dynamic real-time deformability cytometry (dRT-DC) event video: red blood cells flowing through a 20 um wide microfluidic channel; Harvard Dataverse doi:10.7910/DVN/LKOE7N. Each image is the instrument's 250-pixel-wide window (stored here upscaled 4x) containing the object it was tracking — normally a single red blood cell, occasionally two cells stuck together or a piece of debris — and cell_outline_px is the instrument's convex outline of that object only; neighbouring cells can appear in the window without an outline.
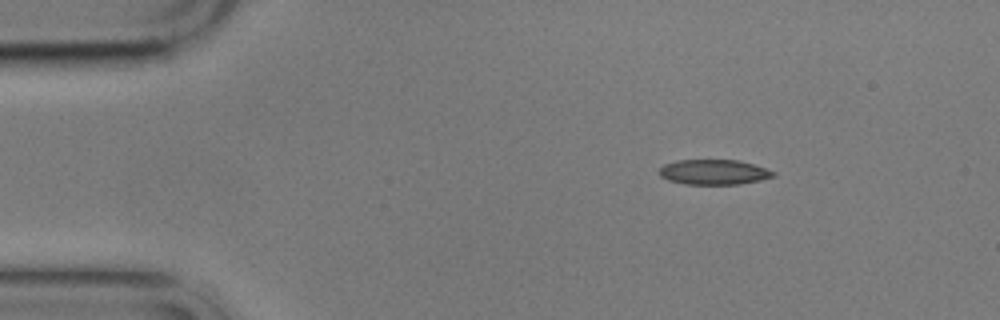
{"species": "common noctule bat (a hibernating species)", "species_latin": "Nyctalus noctula", "temperature_condition": "cold", "stored_images_in_passage": 4, "camera_frame_rate_fps": 3000, "um_per_image_px": 0.085, "animal": {"sex": "male", "body_mass_g": 17.9}, "frame": {"image": 1, "passage_image": 1, "time_ms": 0.0, "image_size_px": [1000, 320], "cell_outline_px": [[776, 176], [760, 180], [740, 184], [684, 184], [668, 180], [660, 176], [660, 168], [664, 164], [676, 160], [736, 160], [752, 164], [776, 172]], "centroid_in_image_um": [60.67, 14.63], "position_along_channel_um": 24.3, "area_um2": 16.59}}